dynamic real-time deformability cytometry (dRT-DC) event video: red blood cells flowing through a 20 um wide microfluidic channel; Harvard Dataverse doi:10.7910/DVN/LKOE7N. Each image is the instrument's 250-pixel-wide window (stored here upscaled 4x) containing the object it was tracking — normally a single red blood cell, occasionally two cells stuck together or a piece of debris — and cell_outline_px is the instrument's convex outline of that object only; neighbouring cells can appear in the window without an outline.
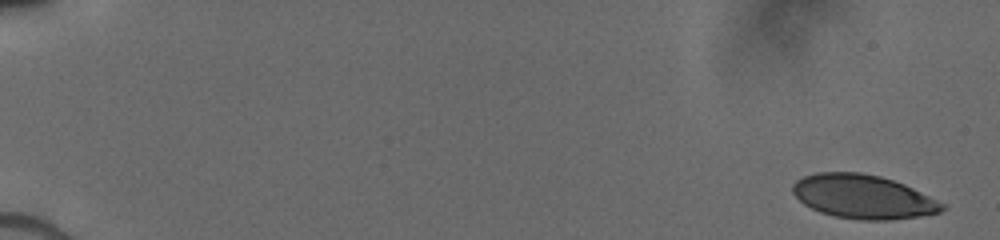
{"species": "human", "species_latin": "Homo sapiens", "temperature_condition": "cold", "stored_images_in_passage": 37, "camera_frame_rate_fps": 3000, "um_per_image_px": 0.085, "donor": {"sex": "male"}, "frame": {"image": 1, "passage_image": 1, "time_ms": 0.0, "image_size_px": [1000, 240], "cell_outline_px": [[948, 208], [940, 212], [916, 216], [888, 220], [860, 220], [836, 216], [820, 212], [804, 204], [792, 192], [792, 184], [796, 180], [804, 176], [816, 172], [860, 172], [880, 176], [904, 184], [944, 204]], "centroid_in_image_um": [73.33, 16.71], "position_along_channel_um": 11.7, "area_um2": 37.92}}
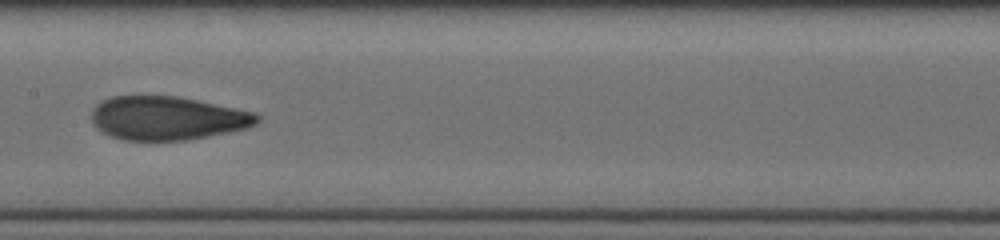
{"frame": {"image": 2, "passage_image": 17, "time_ms": 9.0, "image_size_px": [1000, 240], "cell_outline_px": [[260, 120], [256, 124], [248, 128], [184, 140], [120, 140], [96, 128], [92, 120], [92, 112], [96, 104], [112, 96], [136, 92], [176, 96], [196, 100], [252, 112], [260, 116]], "centroid_in_image_um": [14.15, 10.0], "position_along_channel_um": 193.2, "area_um2": 42.54}}
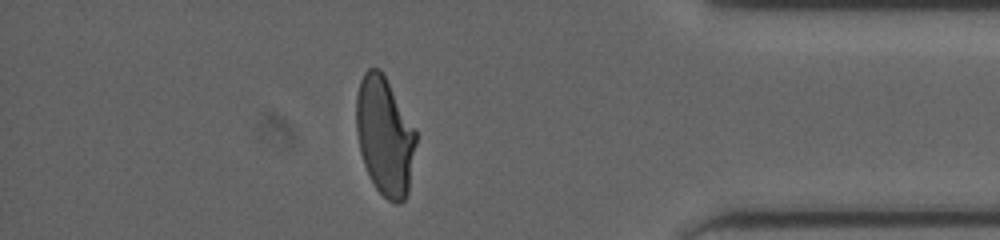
{"frame": {"image": 3, "passage_image": 32, "time_ms": 14.667, "image_size_px": [1000, 240], "cell_outline_px": [[416, 144], [408, 192], [404, 200], [400, 204], [396, 204], [388, 200], [376, 188], [364, 164], [360, 152], [356, 132], [356, 96], [360, 80], [364, 72], [368, 68], [380, 68], [416, 132]], "centroid_in_image_um": [32.68, 11.57], "position_along_channel_um": 402.5, "area_um2": 40.86}}